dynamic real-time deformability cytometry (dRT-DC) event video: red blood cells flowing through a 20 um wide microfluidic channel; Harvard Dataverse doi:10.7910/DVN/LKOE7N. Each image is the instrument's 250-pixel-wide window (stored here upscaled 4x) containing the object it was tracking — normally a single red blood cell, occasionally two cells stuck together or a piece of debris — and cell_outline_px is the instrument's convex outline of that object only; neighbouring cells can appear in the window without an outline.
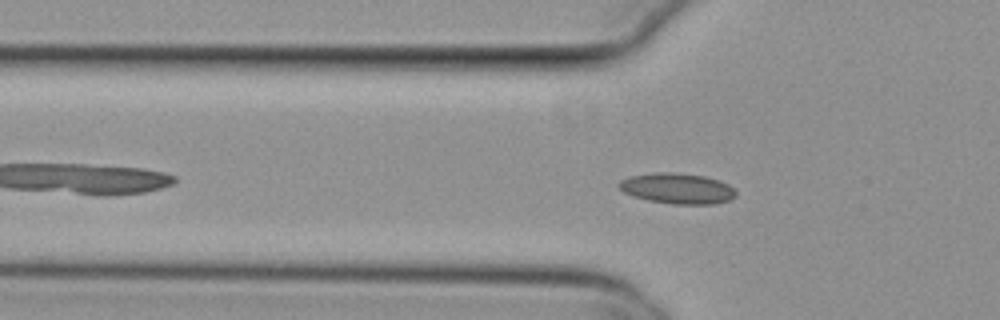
{"species": "common noctule bat (a hibernating species)", "species_latin": "Nyctalus noctula", "temperature_condition": "cold", "stored_images_in_passage": 46, "camera_frame_rate_fps": 3000, "um_per_image_px": 0.085, "animal": {"sex": "female", "body_mass_g": 29.2, "forearm_length_mm": 56.3}, "frame": {"image": 1, "passage_image": 9, "time_ms": 2.667, "image_size_px": [1000, 320], "cell_outline_px": [[736, 196], [728, 200], [716, 204], [672, 204], [648, 200], [632, 196], [624, 192], [616, 184], [620, 180], [632, 176], [656, 172], [672, 172], [704, 176], [720, 180], [728, 184], [736, 192]], "centroid_in_image_um": [57.57, 16.02], "position_along_channel_um": 68.2, "area_um2": 20.87}}
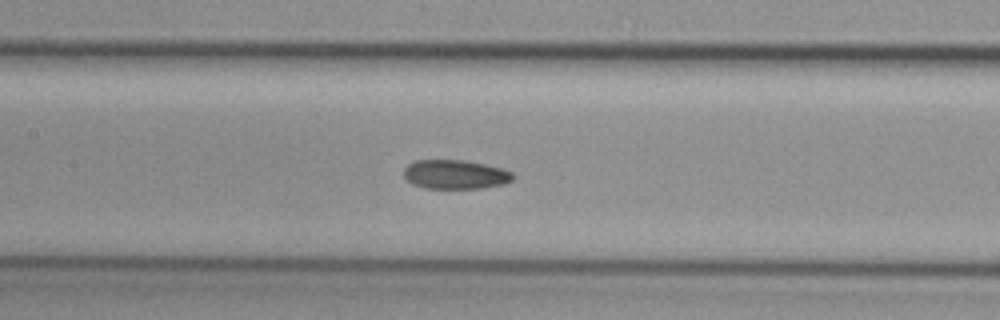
{"frame": {"image": 2, "passage_image": 17, "time_ms": 5.333, "image_size_px": [1000, 320], "cell_outline_px": [[516, 176], [512, 180], [504, 184], [480, 188], [424, 188], [412, 184], [404, 176], [404, 168], [408, 164], [416, 160], [464, 160], [504, 168], [512, 172]], "centroid_in_image_um": [38.72, 14.82], "position_along_channel_um": 168.7, "area_um2": 18.61}}
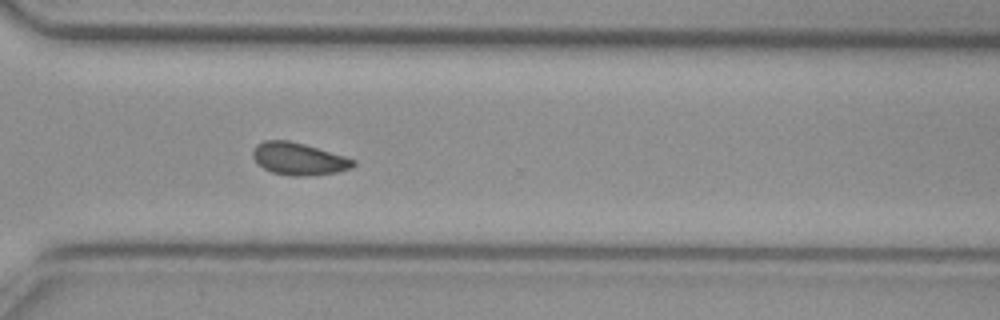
{"frame": {"image": 3, "passage_image": 31, "time_ms": 10.0, "image_size_px": [1000, 320], "cell_outline_px": [[356, 164], [352, 168], [336, 172], [300, 176], [292, 176], [272, 172], [264, 168], [252, 156], [252, 152], [256, 144], [264, 140], [288, 140], [304, 144], [344, 156], [356, 160]], "centroid_in_image_um": [25.39, 13.49], "position_along_channel_um": 345.2, "area_um2": 18.67}, "authors_computed_cell_mechanics": {"area_um2": 18.9006, "velocity_mm_per_s": 3.7893, "shape_relaxation_time_tau1_ms": null, "shape_relaxation_time_tau2_ms": 5.1968, "deformation_change_tau1": null, "deformation_change_tau2": 0.085}}